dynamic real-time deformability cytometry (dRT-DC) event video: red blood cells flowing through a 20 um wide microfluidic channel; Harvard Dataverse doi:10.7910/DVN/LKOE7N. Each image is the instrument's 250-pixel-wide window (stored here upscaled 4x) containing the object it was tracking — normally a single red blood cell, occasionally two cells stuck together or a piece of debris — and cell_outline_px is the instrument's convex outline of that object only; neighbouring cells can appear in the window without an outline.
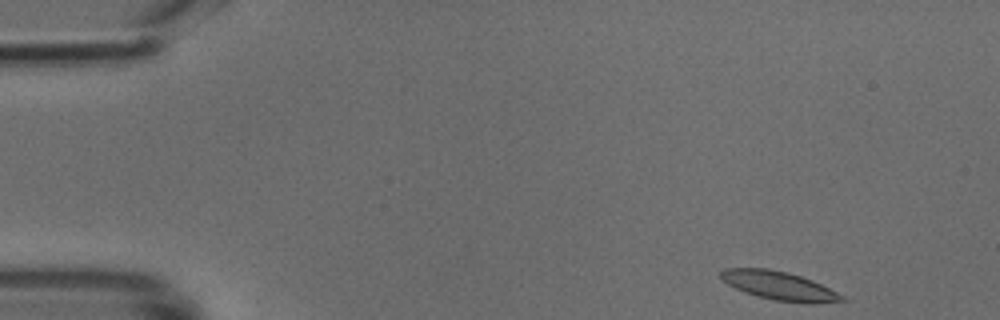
{"species": "common noctule bat (a hibernating species)", "species_latin": "Nyctalus noctula", "temperature_condition": "cold", "stored_images_in_passage": 45, "camera_frame_rate_fps": 3000, "um_per_image_px": 0.085, "animal": {"sex": "male", "body_mass_g": 18.8}, "frame": {"image": 1, "passage_image": 1, "time_ms": 0.0, "image_size_px": [1000, 320], "cell_outline_px": [[848, 300], [812, 304], [808, 304], [776, 300], [760, 296], [736, 288], [728, 284], [720, 276], [720, 272], [724, 268], [768, 268], [788, 272], [812, 280], [844, 296]], "centroid_in_image_um": [66.26, 24.28], "position_along_channel_um": 18.7, "area_um2": 19.88}}
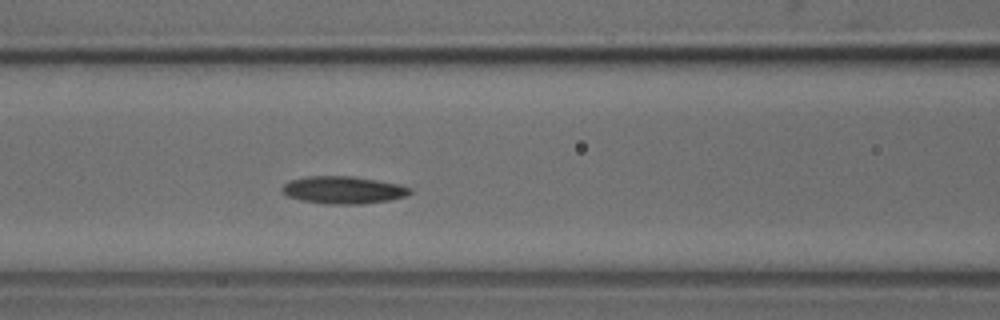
{"frame": {"image": 2, "passage_image": 17, "time_ms": 5.333, "image_size_px": [1000, 320], "cell_outline_px": [[412, 192], [404, 196], [388, 200], [360, 204], [324, 204], [300, 200], [288, 196], [280, 192], [280, 188], [288, 180], [308, 176], [352, 176], [400, 184], [412, 188]], "centroid_in_image_um": [29.12, 16.14], "position_along_channel_um": 137.5, "area_um2": 20.58}}
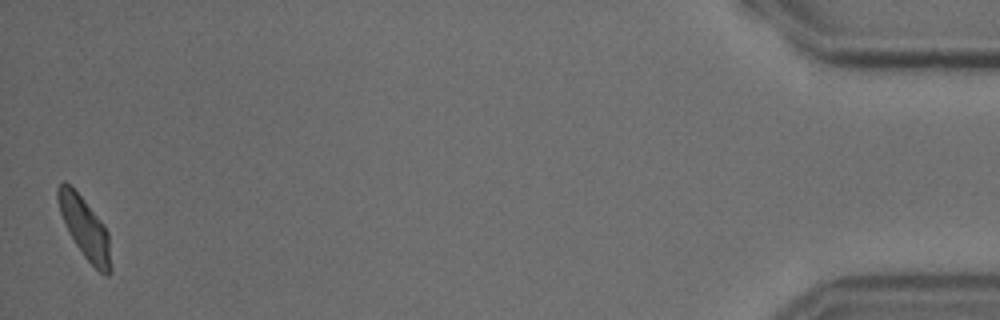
{"frame": {"image": 3, "passage_image": 45, "time_ms": 14.667, "image_size_px": [1000, 320], "cell_outline_px": [[112, 272], [108, 276], [104, 276], [84, 256], [68, 232], [60, 212], [56, 196], [56, 188], [64, 180], [84, 200], [104, 224], [108, 232], [112, 268]], "centroid_in_image_um": [7.23, 19.4], "position_along_channel_um": 428.0, "area_um2": 18.73}}